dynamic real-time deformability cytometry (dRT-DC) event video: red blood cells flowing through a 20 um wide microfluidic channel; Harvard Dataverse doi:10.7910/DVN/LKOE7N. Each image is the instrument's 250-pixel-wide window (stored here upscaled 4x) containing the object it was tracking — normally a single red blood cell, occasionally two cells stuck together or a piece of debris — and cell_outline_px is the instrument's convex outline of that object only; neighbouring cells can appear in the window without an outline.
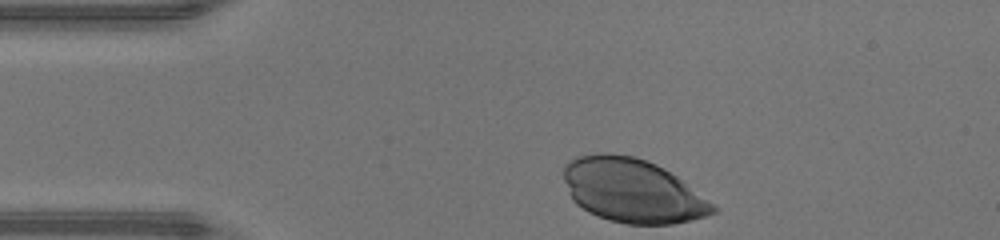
{"species": "human", "species_latin": "Homo sapiens", "temperature_condition": "warm", "stored_images_in_passage": 30, "camera_frame_rate_fps": 3000, "um_per_image_px": 0.085, "donor": {"sex": "male"}, "frame": {"image": 1, "passage_image": 1, "time_ms": 0.0, "image_size_px": [1000, 240], "cell_outline_px": [[716, 212], [704, 216], [672, 224], [628, 224], [608, 220], [588, 212], [576, 204], [572, 200], [564, 180], [564, 164], [576, 156], [596, 152], [608, 152], [632, 156], [656, 164], [664, 168], [676, 176], [712, 204], [716, 208]], "centroid_in_image_um": [53.68, 16.19], "position_along_channel_um": 31.3, "area_um2": 55.14}}
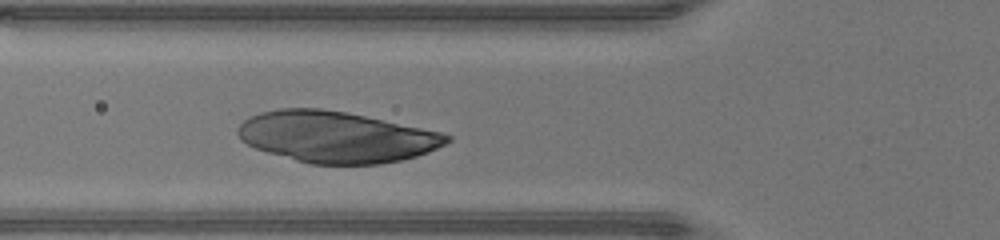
{"frame": {"image": 2, "passage_image": 9, "time_ms": 2.667, "image_size_px": [1000, 240], "cell_outline_px": [[452, 140], [428, 152], [416, 156], [400, 160], [380, 164], [308, 164], [268, 152], [256, 148], [240, 140], [236, 132], [240, 124], [248, 116], [260, 112], [280, 108], [320, 108], [344, 112], [364, 116], [440, 132], [452, 136]], "centroid_in_image_um": [28.53, 11.64], "position_along_channel_um": 97.3, "area_um2": 62.02}}
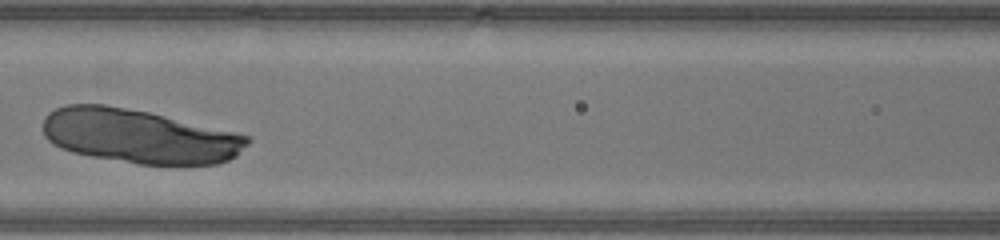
{"frame": {"image": 3, "passage_image": 13, "time_ms": 4.0, "image_size_px": [1000, 240], "cell_outline_px": [[252, 140], [236, 156], [228, 160], [216, 164], [136, 164], [92, 156], [72, 152], [60, 148], [52, 144], [44, 136], [44, 116], [48, 112], [64, 104], [104, 104], [148, 112], [252, 136]], "centroid_in_image_um": [11.81, 11.57], "position_along_channel_um": 154.8, "area_um2": 64.39}}